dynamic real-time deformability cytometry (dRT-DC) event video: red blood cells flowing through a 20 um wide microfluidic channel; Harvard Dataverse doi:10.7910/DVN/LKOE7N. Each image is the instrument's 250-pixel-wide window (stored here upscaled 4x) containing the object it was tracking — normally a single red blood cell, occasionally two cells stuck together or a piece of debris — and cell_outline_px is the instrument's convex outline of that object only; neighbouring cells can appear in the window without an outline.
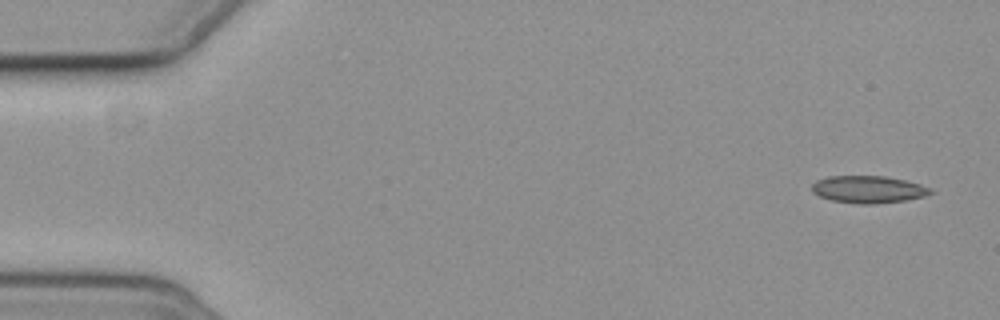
{"species": "common noctule bat (a hibernating species)", "species_latin": "Nyctalus noctula", "temperature_condition": "cold", "stored_images_in_passage": 7, "camera_frame_rate_fps": 3000, "um_per_image_px": 0.085, "animal": {"sex": "female", "body_mass_g": 19.3, "forearm_length_mm": 54.1}, "frame": {"image": 1, "passage_image": 1, "time_ms": 0.0, "image_size_px": [1000, 320], "cell_outline_px": [[936, 192], [924, 196], [904, 200], [872, 204], [864, 204], [832, 200], [820, 196], [812, 192], [812, 184], [816, 180], [828, 176], [888, 176], [920, 184], [932, 188]], "centroid_in_image_um": [73.83, 16.08], "position_along_channel_um": 11.2, "area_um2": 18.79}}
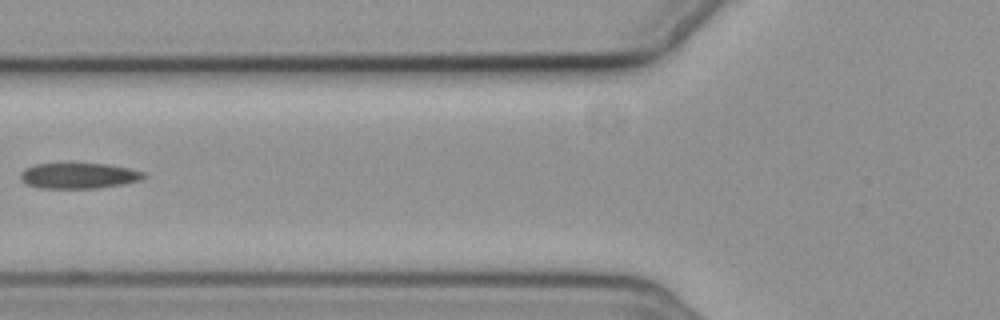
{"frame": {"image": 2, "passage_image": 6, "time_ms": 6.667, "image_size_px": [1000, 320], "cell_outline_px": [[144, 176], [140, 180], [124, 184], [96, 188], [40, 188], [28, 184], [20, 180], [20, 172], [36, 164], [108, 164], [128, 168], [144, 172]], "centroid_in_image_um": [6.69, 14.94], "position_along_channel_um": 119.1, "area_um2": 18.15}}
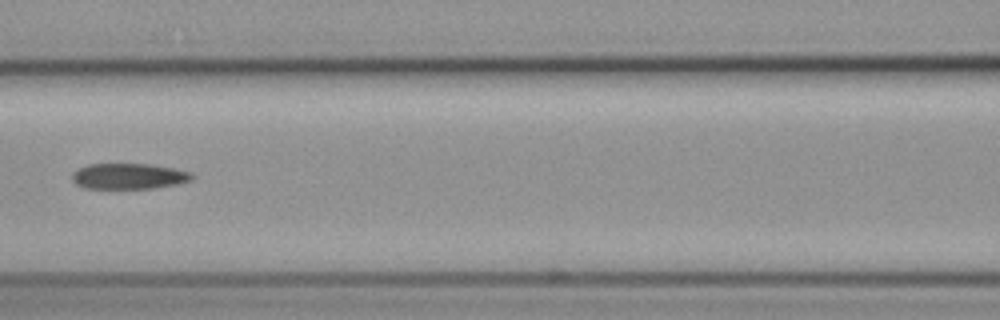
{"frame": {"image": 3, "passage_image": 7, "time_ms": 7.667, "image_size_px": [1000, 320], "cell_outline_px": [[196, 176], [192, 180], [176, 184], [152, 188], [84, 188], [76, 184], [72, 180], [72, 176], [80, 168], [88, 164], [152, 164], [176, 168], [192, 172]], "centroid_in_image_um": [11.02, 14.97], "position_along_channel_um": 155.6, "area_um2": 17.98}}